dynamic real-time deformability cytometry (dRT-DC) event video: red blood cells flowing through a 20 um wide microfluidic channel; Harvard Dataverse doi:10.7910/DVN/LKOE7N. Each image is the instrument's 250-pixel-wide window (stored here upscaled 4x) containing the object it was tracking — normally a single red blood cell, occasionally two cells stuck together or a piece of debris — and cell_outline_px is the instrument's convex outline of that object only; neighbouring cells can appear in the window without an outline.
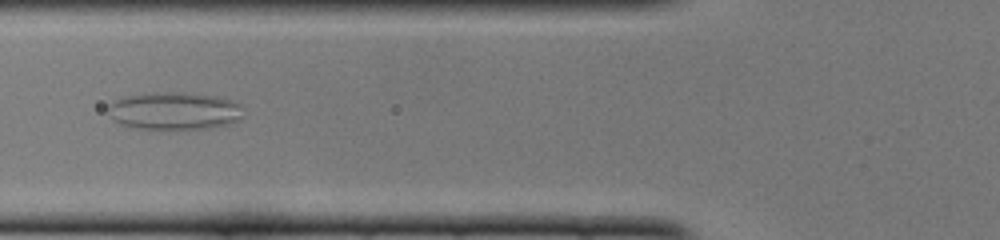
{"species": "common noctule bat (a hibernating species)", "species_latin": "Nyctalus noctula", "temperature_condition": "cold", "stored_images_in_passage": 51, "camera_frame_rate_fps": 3000, "um_per_image_px": 0.085, "animal": {"sex": "female", "body_mass_g": 22.0, "forearm_length_mm": 56.7}, "frame": {"image": 1, "passage_image": 19, "time_ms": 6.0, "image_size_px": [1000, 240], "cell_outline_px": [[244, 108], [240, 120], [228, 124], [212, 128], [148, 132], [124, 124], [116, 120], [112, 116], [108, 108], [112, 100], [120, 96], [156, 92], [184, 92], [216, 96], [232, 100], [240, 104]], "centroid_in_image_um": [14.83, 9.45], "position_along_channel_um": 111.0, "area_um2": 30.69}}
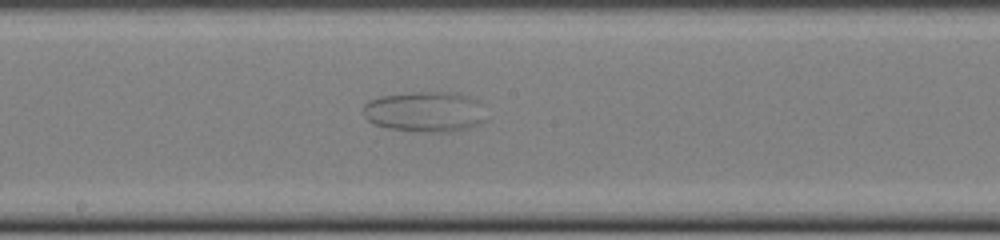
{"frame": {"image": 2, "passage_image": 27, "time_ms": 8.667, "image_size_px": [1000, 240], "cell_outline_px": [[484, 120], [480, 124], [468, 128], [448, 132], [432, 132], [388, 128], [372, 124], [364, 116], [364, 104], [368, 100], [380, 96], [408, 92], [456, 92], [480, 100]], "centroid_in_image_um": [36.11, 9.48], "position_along_channel_um": 212.1, "area_um2": 29.13}}